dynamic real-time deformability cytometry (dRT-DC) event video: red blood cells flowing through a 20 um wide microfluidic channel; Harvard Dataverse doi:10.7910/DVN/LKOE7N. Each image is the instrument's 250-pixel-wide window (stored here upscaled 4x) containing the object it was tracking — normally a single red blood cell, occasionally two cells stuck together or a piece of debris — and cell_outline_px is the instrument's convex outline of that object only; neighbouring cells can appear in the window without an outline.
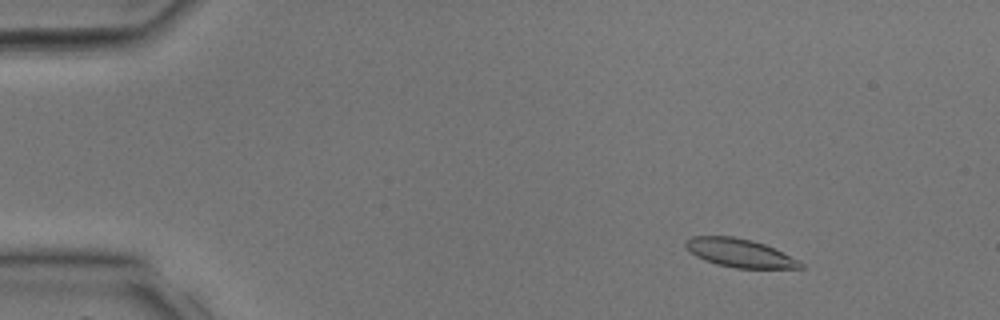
{"species": "common noctule bat (a hibernating species)", "species_latin": "Nyctalus noctula", "temperature_condition": "room temperature", "stored_images_in_passage": 30, "camera_frame_rate_fps": 3000, "um_per_image_px": 0.085, "animal": {"sex": "male", "body_mass_g": 17.9, "forearm_length_mm": 54.2}, "frame": {"image": 1, "passage_image": 5, "time_ms": 1.333, "image_size_px": [1000, 320], "cell_outline_px": [[804, 268], [736, 268], [716, 264], [704, 260], [696, 256], [684, 244], [684, 240], [692, 236], [732, 236], [752, 240], [764, 244], [804, 264]], "centroid_in_image_um": [62.81, 21.5], "position_along_channel_um": 22.2, "area_um2": 18.67}}
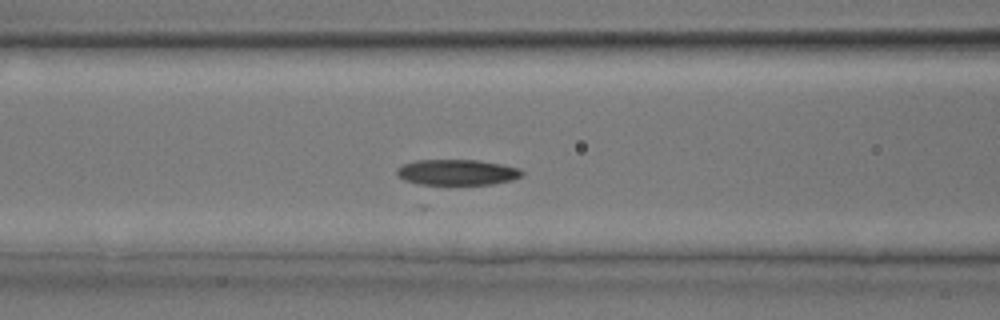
{"frame": {"image": 2, "passage_image": 15, "time_ms": 4.667, "image_size_px": [1000, 320], "cell_outline_px": [[524, 172], [520, 176], [512, 180], [492, 184], [420, 184], [404, 180], [396, 172], [396, 168], [404, 164], [416, 160], [476, 160], [500, 164], [520, 168]], "centroid_in_image_um": [38.85, 14.64], "position_along_channel_um": 127.7, "area_um2": 18.55}}
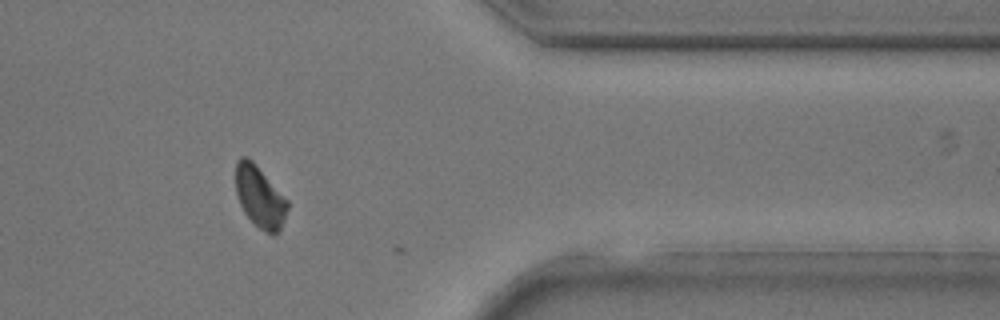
{"frame": {"image": 3, "passage_image": 29, "time_ms": 9.333, "image_size_px": [1000, 320], "cell_outline_px": [[288, 208], [280, 232], [268, 232], [260, 228], [244, 212], [240, 204], [236, 192], [236, 160], [240, 156], [244, 156], [252, 160], [256, 164], [288, 200]], "centroid_in_image_um": [22.08, 16.69], "position_along_channel_um": 389.3, "area_um2": 18.32}}